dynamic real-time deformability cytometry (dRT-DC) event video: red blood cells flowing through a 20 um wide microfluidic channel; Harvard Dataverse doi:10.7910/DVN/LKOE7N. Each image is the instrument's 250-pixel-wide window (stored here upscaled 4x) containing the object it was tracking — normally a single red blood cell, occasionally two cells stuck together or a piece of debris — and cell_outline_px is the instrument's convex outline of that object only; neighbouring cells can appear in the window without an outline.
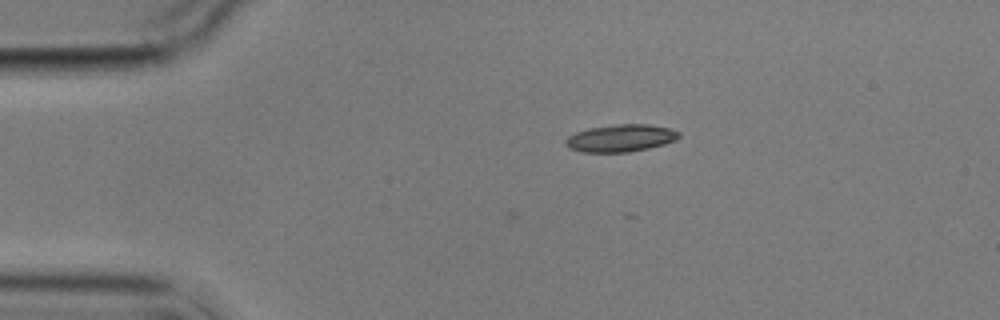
{"species": "common noctule bat (a hibernating species)", "species_latin": "Nyctalus noctula", "temperature_condition": "cold", "stored_images_in_passage": 5, "camera_frame_rate_fps": 3000, "um_per_image_px": 0.085, "animal": {"sex": "male", "body_mass_g": 17.9}, "frame": {"image": 1, "passage_image": 4, "time_ms": 4.0, "image_size_px": [1000, 320], "cell_outline_px": [[680, 136], [676, 140], [664, 144], [648, 148], [628, 152], [584, 152], [568, 148], [564, 144], [564, 140], [568, 136], [576, 132], [588, 128], [620, 124], [648, 124], [668, 128], [680, 132]], "centroid_in_image_um": [52.74, 11.74], "position_along_channel_um": 32.3, "area_um2": 18.03}}